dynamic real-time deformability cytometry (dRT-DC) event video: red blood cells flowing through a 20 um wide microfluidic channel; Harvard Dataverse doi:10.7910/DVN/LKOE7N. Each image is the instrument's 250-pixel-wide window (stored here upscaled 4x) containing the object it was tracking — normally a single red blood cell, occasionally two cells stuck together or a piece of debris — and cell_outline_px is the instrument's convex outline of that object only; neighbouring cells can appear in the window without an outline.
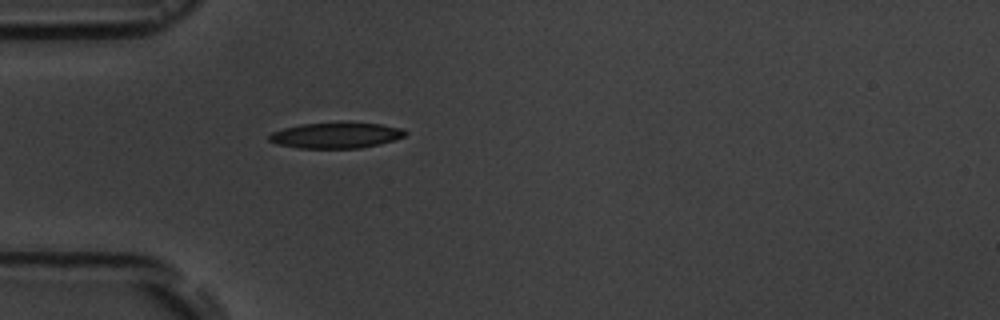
{"species": "common noctule bat (a hibernating species)", "species_latin": "Nyctalus noctula", "temperature_condition": "room temperature", "stored_images_in_passage": 1, "camera_frame_rate_fps": 3000, "um_per_image_px": 0.085, "animal": {"sex": "male", "body_mass_g": 19.5, "forearm_length_mm": 54.6}, "frame": {"image": 1, "passage_image": 1, "time_ms": 0.0, "image_size_px": [1000, 320], "cell_outline_px": [[408, 132], [404, 136], [380, 144], [360, 148], [300, 148], [276, 144], [268, 140], [268, 136], [272, 132], [284, 128], [300, 124], [344, 120], [348, 120], [380, 124], [400, 128]], "centroid_in_image_um": [28.55, 11.47], "position_along_channel_um": 56.5, "area_um2": 21.04}}